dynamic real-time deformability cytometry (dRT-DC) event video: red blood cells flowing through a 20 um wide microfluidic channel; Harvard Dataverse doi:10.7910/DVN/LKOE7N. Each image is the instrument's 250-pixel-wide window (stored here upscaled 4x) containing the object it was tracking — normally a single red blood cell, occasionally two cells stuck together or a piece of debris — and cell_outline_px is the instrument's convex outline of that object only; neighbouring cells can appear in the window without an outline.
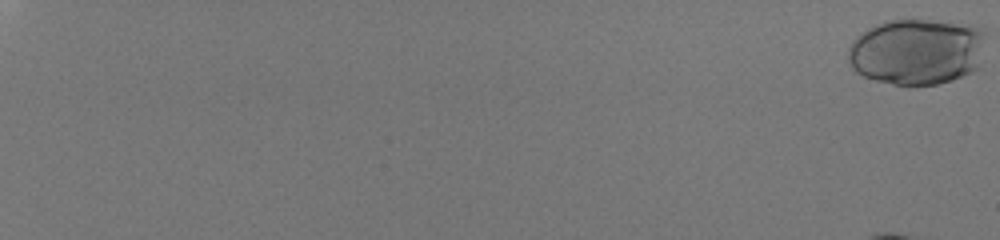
{"species": "human", "species_latin": "Homo sapiens", "temperature_condition": "room temperature", "stored_images_in_passage": 52, "camera_frame_rate_fps": 3000, "um_per_image_px": 0.085, "donor": {"sex": "male"}, "frame": {"image": 1, "passage_image": 1, "time_ms": 0.0, "image_size_px": [1000, 240], "cell_outline_px": [[984, 32], [980, 68], [972, 72], [952, 80], [936, 84], [896, 84], [876, 80], [864, 76], [856, 72], [852, 68], [848, 60], [848, 48], [852, 40], [856, 36], [868, 28], [876, 24], [892, 20], [928, 20], [972, 24], [980, 28]], "centroid_in_image_um": [77.93, 4.38], "position_along_channel_um": 7.1, "area_um2": 53.23}}
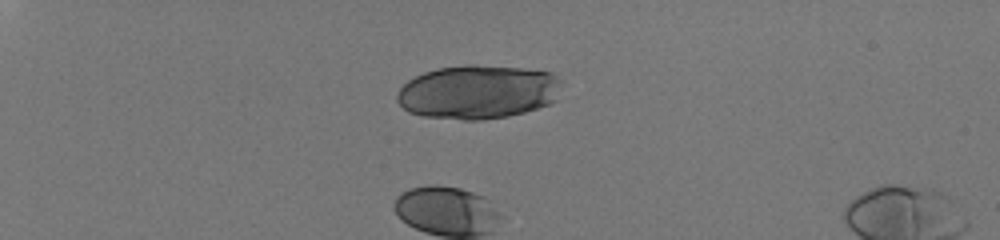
{"frame": {"image": 2, "passage_image": 20, "time_ms": 6.333, "image_size_px": [1000, 240], "cell_outline_px": [[564, 80], [556, 100], [552, 104], [524, 112], [508, 116], [480, 120], [464, 120], [424, 116], [408, 112], [396, 100], [396, 96], [400, 88], [408, 80], [424, 72], [436, 68], [468, 64], [476, 64], [520, 68], [552, 72]], "centroid_in_image_um": [40.67, 7.81], "position_along_channel_um": 44.3, "area_um2": 52.31}}